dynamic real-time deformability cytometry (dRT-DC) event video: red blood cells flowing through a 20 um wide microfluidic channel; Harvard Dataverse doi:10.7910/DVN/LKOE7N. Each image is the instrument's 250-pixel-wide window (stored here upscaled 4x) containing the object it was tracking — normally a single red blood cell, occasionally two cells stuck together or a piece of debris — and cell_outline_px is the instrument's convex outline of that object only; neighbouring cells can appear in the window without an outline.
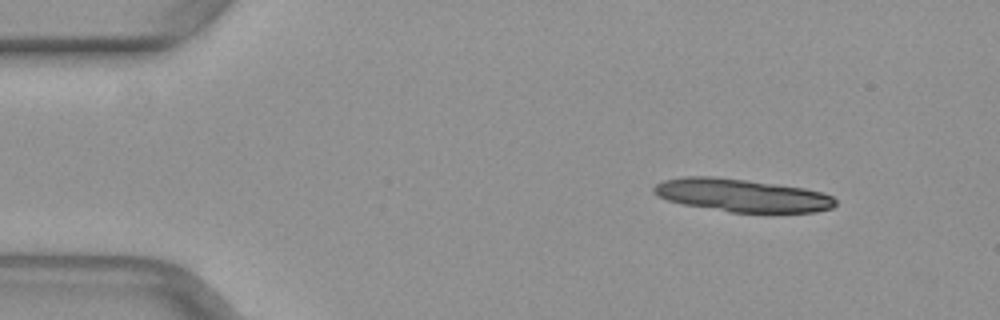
{"species": "common noctule bat (a hibernating species)", "species_latin": "Nyctalus noctula", "temperature_condition": "warm", "stored_images_in_passage": 26, "camera_frame_rate_fps": 3000, "um_per_image_px": 0.085, "animal": {"sex": "female", "body_mass_g": 29.2, "forearm_length_mm": 56.3}, "frame": {"image": 1, "passage_image": 5, "time_ms": 1.333, "image_size_px": [1000, 320], "cell_outline_px": [[836, 204], [832, 208], [816, 212], [728, 212], [680, 204], [656, 196], [652, 192], [652, 188], [656, 184], [664, 180], [684, 176], [716, 176], [804, 188], [824, 192], [832, 196], [836, 200]], "centroid_in_image_um": [63.03, 16.6], "position_along_channel_um": 22.0, "area_um2": 35.03}}